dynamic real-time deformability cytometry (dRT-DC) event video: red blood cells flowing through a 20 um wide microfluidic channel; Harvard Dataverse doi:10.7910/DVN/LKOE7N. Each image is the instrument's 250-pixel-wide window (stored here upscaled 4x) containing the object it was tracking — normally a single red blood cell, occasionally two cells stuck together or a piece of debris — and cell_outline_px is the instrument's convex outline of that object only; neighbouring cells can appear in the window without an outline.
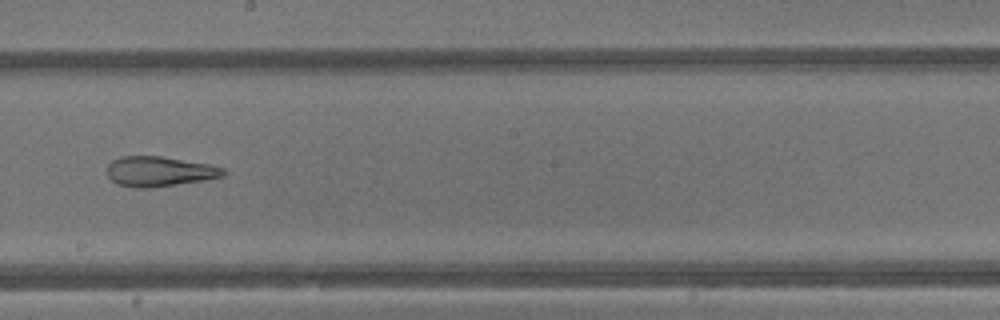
{"species": "common noctule bat (a hibernating species)", "species_latin": "Nyctalus noctula", "temperature_condition": "warm", "stored_images_in_passage": 24, "camera_frame_rate_fps": 3000, "um_per_image_px": 0.085, "animal": {"sex": "male", "body_mass_g": 13.3}, "frame": {"image": 1, "passage_image": 17, "time_ms": 5.333, "image_size_px": [1000, 320], "cell_outline_px": [[228, 172], [224, 176], [204, 180], [148, 188], [136, 188], [120, 184], [112, 180], [108, 176], [108, 164], [112, 160], [120, 156], [160, 156], [208, 164], [224, 168]], "centroid_in_image_um": [13.56, 14.56], "position_along_channel_um": 234.6, "area_um2": 20.17}}